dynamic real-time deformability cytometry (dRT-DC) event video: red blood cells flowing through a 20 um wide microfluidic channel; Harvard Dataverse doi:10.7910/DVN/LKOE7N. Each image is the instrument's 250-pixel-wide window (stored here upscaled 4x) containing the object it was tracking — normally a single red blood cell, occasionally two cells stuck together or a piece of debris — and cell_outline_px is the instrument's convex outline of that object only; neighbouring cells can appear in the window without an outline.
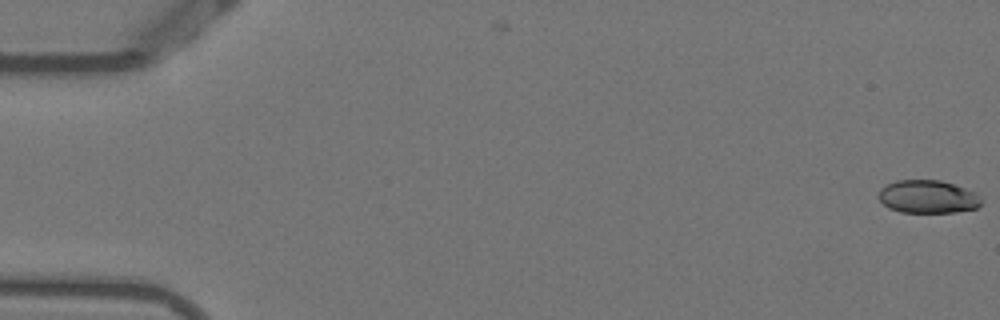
{"species": "Egyptian fruit bat (a non-hibernating species)", "species_latin": "Rousettus aegyptiacus", "temperature_condition": "warm", "stored_images_in_passage": 50, "camera_frame_rate_fps": 3000, "um_per_image_px": 0.085, "animal": {"sex": "female"}, "frame": {"image": 1, "passage_image": 1, "time_ms": 0.0, "image_size_px": [1000, 320], "cell_outline_px": [[984, 200], [976, 208], [956, 212], [900, 212], [888, 208], [876, 196], [880, 188], [896, 180], [940, 180], [964, 188], [972, 192]], "centroid_in_image_um": [78.82, 16.72], "position_along_channel_um": 6.2, "area_um2": 19.71}}
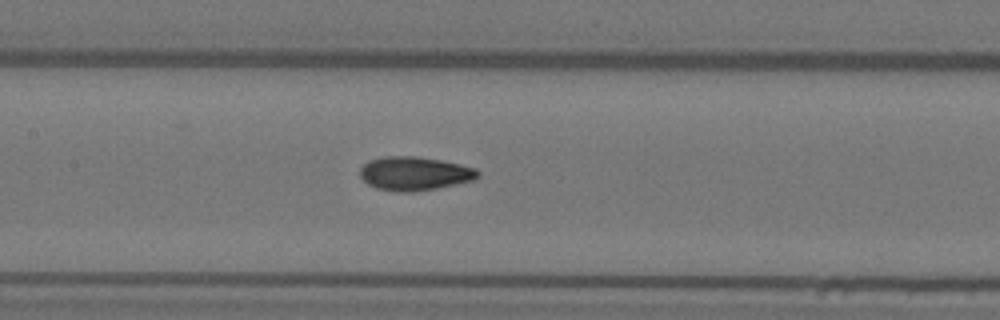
{"frame": {"image": 2, "passage_image": 26, "time_ms": 8.333, "image_size_px": [1000, 320], "cell_outline_px": [[480, 176], [472, 180], [436, 188], [412, 192], [396, 192], [376, 188], [368, 184], [360, 176], [360, 168], [368, 160], [384, 156], [416, 156], [440, 160], [460, 164], [476, 168], [480, 172]], "centroid_in_image_um": [35.22, 14.74], "position_along_channel_um": 172.2, "area_um2": 23.18}}
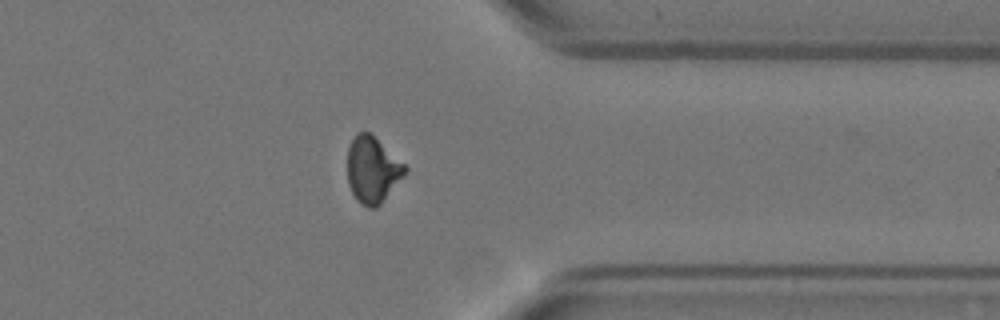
{"frame": {"image": 3, "passage_image": 43, "time_ms": 14.0, "image_size_px": [1000, 320], "cell_outline_px": [[408, 168], [380, 204], [376, 208], [368, 208], [360, 204], [356, 200], [348, 184], [348, 148], [356, 132], [372, 132]], "centroid_in_image_um": [31.63, 14.4], "position_along_channel_um": 379.8, "area_um2": 22.08}, "authors_computed_cell_mechanics": {"area_um2": 22.0796, "velocity_mm_per_s": 3.8099, "shape_relaxation_time_tau1_ms": 6.7338, "shape_relaxation_time_tau2_ms": 1.6449, "deformation_change_tau1": 0.212, "deformation_change_tau2": 0.0659}}